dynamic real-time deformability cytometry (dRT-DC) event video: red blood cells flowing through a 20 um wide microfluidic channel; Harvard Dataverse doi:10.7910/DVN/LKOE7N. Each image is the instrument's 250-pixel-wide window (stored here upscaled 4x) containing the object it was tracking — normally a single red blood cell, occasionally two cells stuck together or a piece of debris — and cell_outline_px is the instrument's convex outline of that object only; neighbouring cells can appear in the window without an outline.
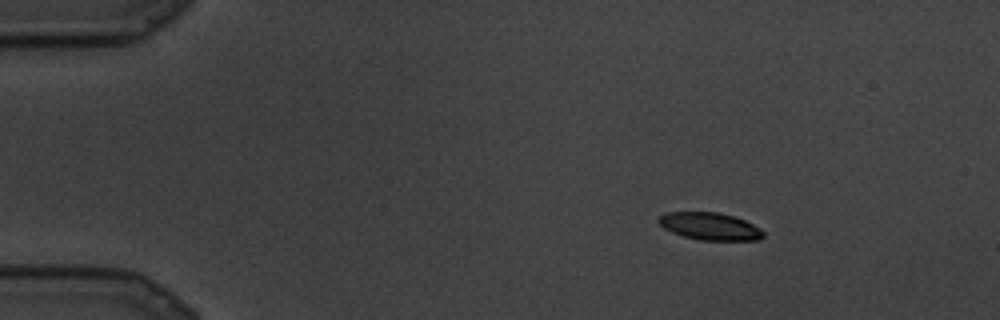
{"species": "common noctule bat (a hibernating species)", "species_latin": "Nyctalus noctula", "temperature_condition": "cold", "stored_images_in_passage": 9, "camera_frame_rate_fps": 3000, "um_per_image_px": 0.085, "animal": {"sex": "male", "body_mass_g": 19.5, "forearm_length_mm": 54.6}, "frame": {"image": 1, "passage_image": 1, "time_ms": 0.0, "image_size_px": [1000, 320], "cell_outline_px": [[764, 236], [760, 240], [700, 240], [684, 236], [672, 232], [664, 228], [656, 220], [660, 216], [668, 212], [716, 212], [732, 216], [744, 220], [760, 228], [764, 232]], "centroid_in_image_um": [60.34, 19.24], "position_along_channel_um": 24.7, "area_um2": 16.59}}
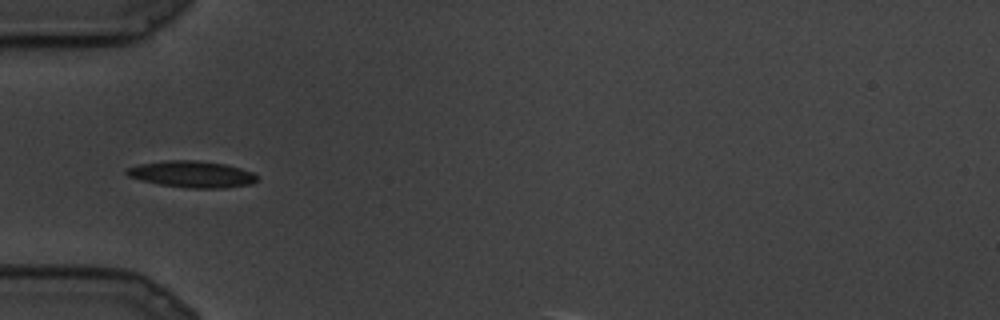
{"frame": {"image": 2, "passage_image": 6, "time_ms": 1.667, "image_size_px": [1000, 320], "cell_outline_px": [[256, 180], [252, 184], [224, 188], [192, 188], [160, 184], [128, 176], [124, 172], [124, 168], [140, 164], [164, 160], [196, 160], [228, 164], [252, 172], [256, 176]], "centroid_in_image_um": [16.31, 14.79], "position_along_channel_um": 68.7, "area_um2": 20.11}}
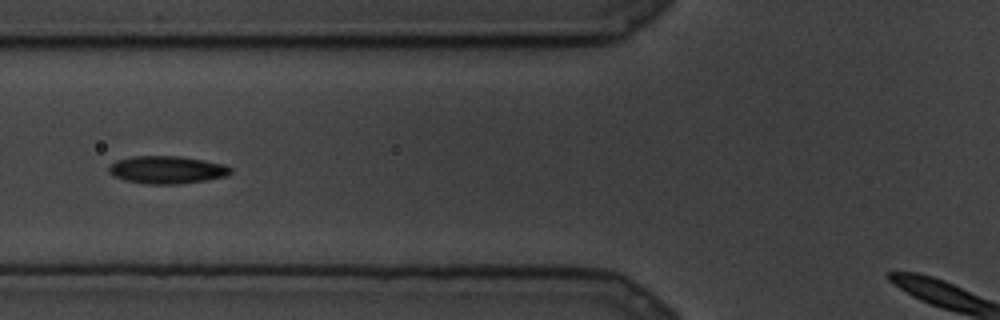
{"frame": {"image": 3, "passage_image": 8, "time_ms": 2.333, "image_size_px": [1000, 320], "cell_outline_px": [[232, 172], [224, 176], [204, 180], [176, 184], [148, 184], [124, 180], [112, 176], [108, 172], [108, 168], [116, 160], [132, 156], [180, 156], [204, 160], [224, 164], [232, 168]], "centroid_in_image_um": [14.15, 14.42], "position_along_channel_um": 111.6, "area_um2": 19.59}}